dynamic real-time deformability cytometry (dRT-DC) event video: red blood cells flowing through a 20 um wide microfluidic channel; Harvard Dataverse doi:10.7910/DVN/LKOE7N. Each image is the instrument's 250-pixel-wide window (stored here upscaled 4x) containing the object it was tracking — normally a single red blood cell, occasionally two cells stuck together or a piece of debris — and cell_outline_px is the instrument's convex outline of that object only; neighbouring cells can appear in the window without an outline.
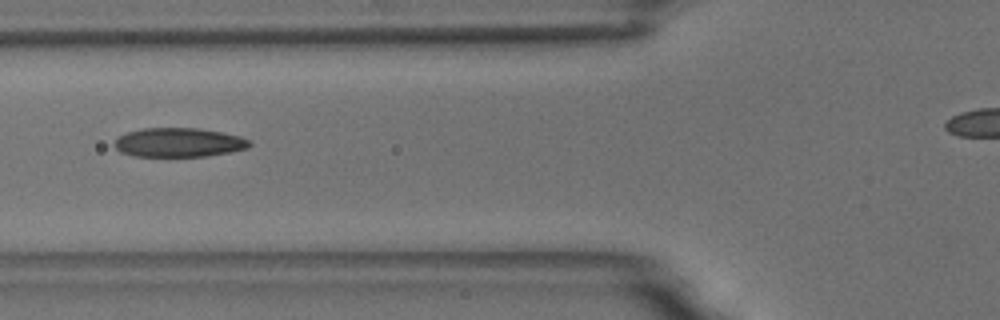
{"species": "common noctule bat (a hibernating species)", "species_latin": "Nyctalus noctula", "temperature_condition": "room temperature", "stored_images_in_passage": 3, "camera_frame_rate_fps": 3000, "um_per_image_px": 0.085, "animal": {"sex": "male", "body_mass_g": 18.8}, "frame": {"image": 1, "passage_image": 2, "time_ms": 1.0, "image_size_px": [1000, 320], "cell_outline_px": [[252, 144], [248, 148], [208, 156], [132, 156], [120, 152], [112, 144], [120, 136], [128, 132], [144, 128], [200, 128], [240, 136], [252, 140]], "centroid_in_image_um": [15.21, 12.11], "position_along_channel_um": 110.6, "area_um2": 22.95}}